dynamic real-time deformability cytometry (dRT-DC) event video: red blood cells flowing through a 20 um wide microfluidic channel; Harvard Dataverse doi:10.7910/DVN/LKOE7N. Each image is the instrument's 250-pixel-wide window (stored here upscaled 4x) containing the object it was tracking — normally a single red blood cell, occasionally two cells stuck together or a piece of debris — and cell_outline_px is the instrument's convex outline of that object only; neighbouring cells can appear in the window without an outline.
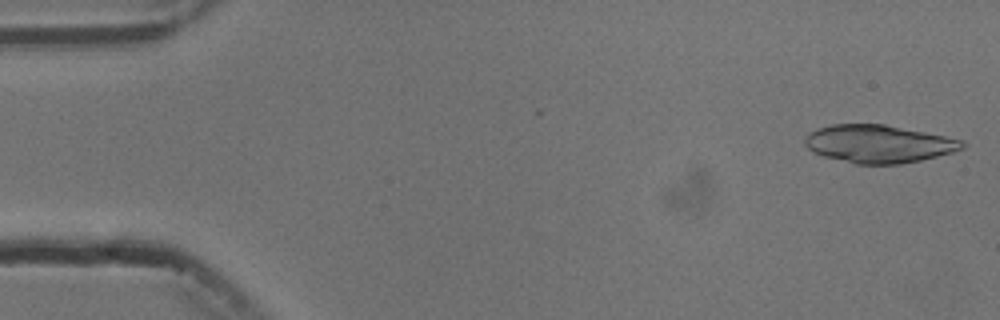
{"species": "common noctule bat (a hibernating species)", "species_latin": "Nyctalus noctula", "temperature_condition": "cold", "stored_images_in_passage": 3, "camera_frame_rate_fps": 3000, "um_per_image_px": 0.085, "animal": {"sex": "male", "body_mass_g": 13.3}, "frame": {"image": 1, "passage_image": 1, "time_ms": 0.0, "image_size_px": [1000, 320], "cell_outline_px": [[968, 144], [964, 148], [952, 152], [920, 160], [900, 164], [856, 164], [824, 156], [812, 152], [804, 144], [804, 140], [808, 132], [816, 128], [832, 124], [884, 124], [964, 140]], "centroid_in_image_um": [74.66, 12.22], "position_along_channel_um": 10.3, "area_um2": 34.74}}